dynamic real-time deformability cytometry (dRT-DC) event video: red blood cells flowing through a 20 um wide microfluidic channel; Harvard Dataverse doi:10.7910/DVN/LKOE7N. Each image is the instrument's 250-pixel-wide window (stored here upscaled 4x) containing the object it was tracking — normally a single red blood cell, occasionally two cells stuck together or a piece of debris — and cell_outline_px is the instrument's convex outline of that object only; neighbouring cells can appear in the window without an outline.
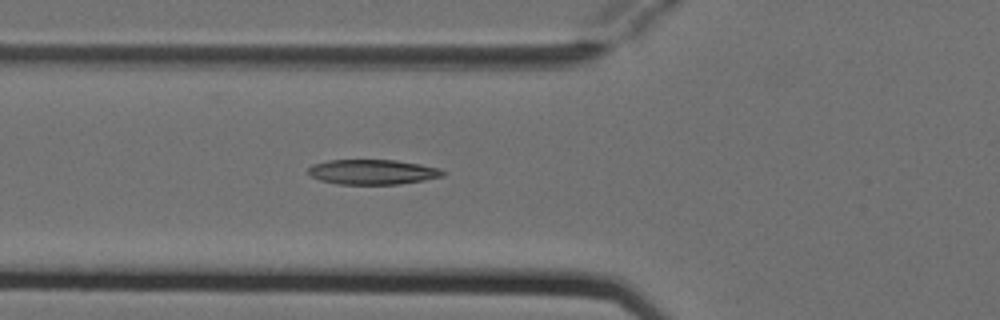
{"species": "Egyptian fruit bat (a non-hibernating species)", "species_latin": "Rousettus aegyptiacus", "temperature_condition": "cold", "stored_images_in_passage": 4, "camera_frame_rate_fps": 3000, "um_per_image_px": 0.085, "animal": {"sex": "female"}, "frame": {"image": 1, "passage_image": 4, "time_ms": 1.0, "image_size_px": [1000, 320], "cell_outline_px": [[444, 176], [424, 180], [400, 184], [336, 184], [320, 180], [312, 176], [308, 172], [308, 168], [312, 164], [328, 160], [396, 160], [420, 164], [440, 168], [444, 172]], "centroid_in_image_um": [31.67, 14.61], "position_along_channel_um": 94.1, "area_um2": 19.59}}